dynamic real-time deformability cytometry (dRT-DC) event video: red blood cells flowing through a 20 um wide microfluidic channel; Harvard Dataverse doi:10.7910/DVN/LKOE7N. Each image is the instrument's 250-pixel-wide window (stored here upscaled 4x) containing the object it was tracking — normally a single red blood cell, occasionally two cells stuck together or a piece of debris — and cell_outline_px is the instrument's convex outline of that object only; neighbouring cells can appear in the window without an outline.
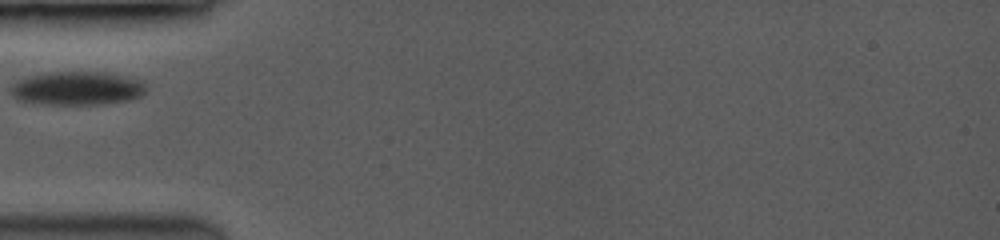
{"species": "common noctule bat (a hibernating species)", "species_latin": "Nyctalus noctula", "temperature_condition": "room temperature", "stored_images_in_passage": 16, "camera_frame_rate_fps": 3500, "um_per_image_px": 0.085, "animal": {"sex": "female", "body_mass_g": 19.0, "forearm_length_mm": 53.3}, "frame": {"image": 1, "passage_image": 1, "time_ms": 0.0, "image_size_px": [1000, 240], "cell_outline_px": [[144, 92], [140, 96], [124, 100], [92, 104], [52, 104], [20, 100], [12, 96], [12, 84], [16, 80], [28, 76], [48, 72], [100, 72], [120, 76], [136, 80], [144, 84]], "centroid_in_image_um": [6.46, 7.49], "position_along_channel_um": 78.5, "area_um2": 25.61}}
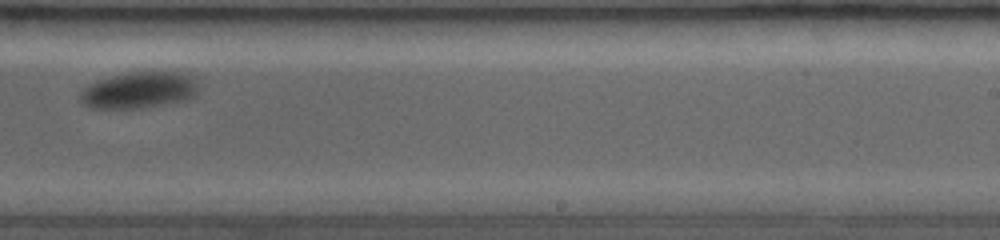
{"frame": {"image": 2, "passage_image": 8, "time_ms": 5.429, "image_size_px": [1000, 240], "cell_outline_px": [[196, 88], [188, 96], [176, 100], [140, 108], [92, 108], [84, 104], [80, 96], [92, 84], [100, 80], [128, 72], [176, 72], [192, 76], [196, 84]], "centroid_in_image_um": [11.76, 7.65], "position_along_channel_um": 277.2, "area_um2": 23.58}}
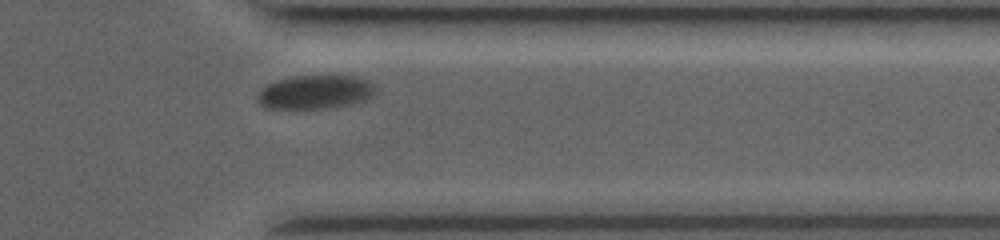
{"frame": {"image": 3, "passage_image": 15, "time_ms": 8.286, "image_size_px": [1000, 240], "cell_outline_px": [[376, 88], [372, 96], [364, 100], [352, 104], [332, 108], [264, 108], [256, 100], [256, 96], [268, 84], [280, 80], [300, 76], [352, 76], [364, 80], [372, 84]], "centroid_in_image_um": [26.79, 7.85], "position_along_channel_um": 384.6, "area_um2": 22.83}}